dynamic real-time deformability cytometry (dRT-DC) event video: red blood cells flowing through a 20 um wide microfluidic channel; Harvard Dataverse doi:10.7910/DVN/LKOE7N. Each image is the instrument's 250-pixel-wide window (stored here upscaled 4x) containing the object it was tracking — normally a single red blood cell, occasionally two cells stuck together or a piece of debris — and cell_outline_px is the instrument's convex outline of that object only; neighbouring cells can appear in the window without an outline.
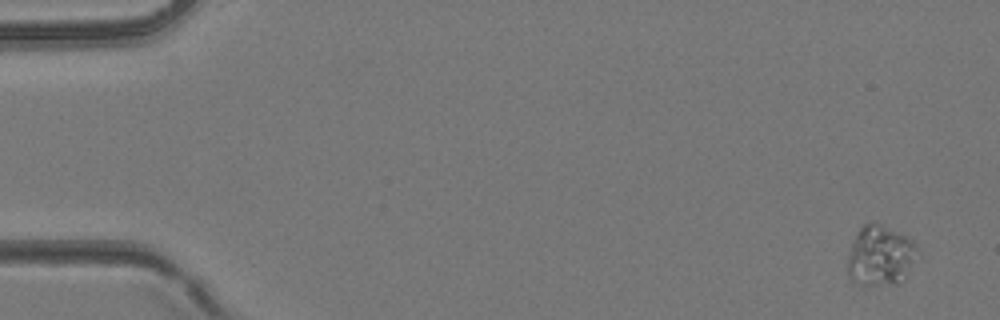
{"species": "common noctule bat (a hibernating species)", "species_latin": "Nyctalus noctula", "temperature_condition": "room temperature", "stored_images_in_passage": 19, "camera_frame_rate_fps": 3000, "um_per_image_px": 0.085, "animal": {"sex": "female", "body_mass_g": 24.6, "forearm_length_mm": 56.2}, "frame": {"image": 1, "passage_image": 1, "time_ms": 0.0, "image_size_px": [1000, 320], "cell_outline_px": [[916, 248], [896, 284], [864, 284], [852, 280], [848, 276], [848, 256], [852, 244], [860, 228], [864, 224], [876, 220], [912, 240], [916, 244]], "centroid_in_image_um": [74.71, 21.65], "position_along_channel_um": 10.3, "area_um2": 23.12}}
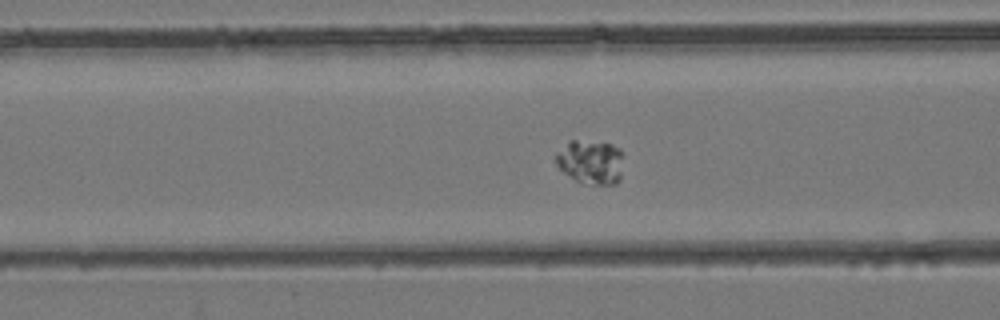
{"frame": {"image": 2, "passage_image": 17, "time_ms": 5.333, "image_size_px": [1000, 320], "cell_outline_px": [[620, 180], [616, 184], [584, 184], [576, 180], [564, 172], [556, 164], [556, 152], [568, 140], [576, 140], [612, 144], [620, 148]], "centroid_in_image_um": [50.16, 13.76], "position_along_channel_um": 116.4, "area_um2": 17.17}}
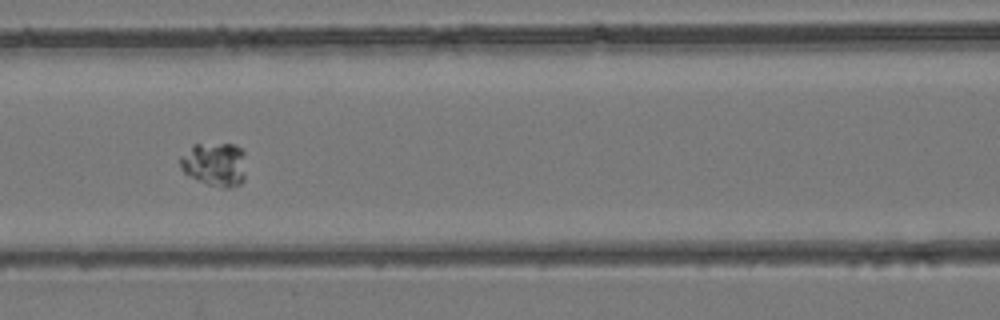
{"frame": {"image": 3, "passage_image": 19, "time_ms": 6.0, "image_size_px": [1000, 320], "cell_outline_px": [[244, 180], [240, 184], [228, 188], [220, 188], [208, 184], [188, 176], [180, 168], [180, 156], [192, 144], [232, 144], [240, 148], [244, 152]], "centroid_in_image_um": [18.23, 13.97], "position_along_channel_um": 148.4, "area_um2": 16.94}}